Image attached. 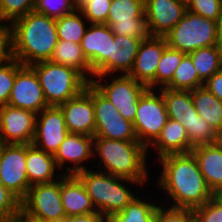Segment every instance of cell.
<instances>
[{
	"label": "cell",
	"mask_w": 222,
	"mask_h": 222,
	"mask_svg": "<svg viewBox=\"0 0 222 222\" xmlns=\"http://www.w3.org/2000/svg\"><path fill=\"white\" fill-rule=\"evenodd\" d=\"M157 163L162 167L156 184L166 194L165 205L173 201L168 206L193 210L213 197L192 152L165 155Z\"/></svg>",
	"instance_id": "1"
},
{
	"label": "cell",
	"mask_w": 222,
	"mask_h": 222,
	"mask_svg": "<svg viewBox=\"0 0 222 222\" xmlns=\"http://www.w3.org/2000/svg\"><path fill=\"white\" fill-rule=\"evenodd\" d=\"M9 27L12 57L24 66L51 59L58 42L55 18L31 11Z\"/></svg>",
	"instance_id": "2"
},
{
	"label": "cell",
	"mask_w": 222,
	"mask_h": 222,
	"mask_svg": "<svg viewBox=\"0 0 222 222\" xmlns=\"http://www.w3.org/2000/svg\"><path fill=\"white\" fill-rule=\"evenodd\" d=\"M147 155L148 149L138 141L94 137L93 159L99 157L96 169L114 176L138 181L143 187L150 179Z\"/></svg>",
	"instance_id": "3"
},
{
	"label": "cell",
	"mask_w": 222,
	"mask_h": 222,
	"mask_svg": "<svg viewBox=\"0 0 222 222\" xmlns=\"http://www.w3.org/2000/svg\"><path fill=\"white\" fill-rule=\"evenodd\" d=\"M76 176L83 183L97 212L105 219L122 211L137 196L136 191L133 192L128 187L130 184L137 186V188L142 187L138 181L93 169L81 171Z\"/></svg>",
	"instance_id": "4"
},
{
	"label": "cell",
	"mask_w": 222,
	"mask_h": 222,
	"mask_svg": "<svg viewBox=\"0 0 222 222\" xmlns=\"http://www.w3.org/2000/svg\"><path fill=\"white\" fill-rule=\"evenodd\" d=\"M31 67L36 72L49 106L59 107L80 94L89 83L76 69L50 60L34 63Z\"/></svg>",
	"instance_id": "5"
},
{
	"label": "cell",
	"mask_w": 222,
	"mask_h": 222,
	"mask_svg": "<svg viewBox=\"0 0 222 222\" xmlns=\"http://www.w3.org/2000/svg\"><path fill=\"white\" fill-rule=\"evenodd\" d=\"M167 46L185 54L203 47L220 45L218 22L186 11L183 18L165 36Z\"/></svg>",
	"instance_id": "6"
},
{
	"label": "cell",
	"mask_w": 222,
	"mask_h": 222,
	"mask_svg": "<svg viewBox=\"0 0 222 222\" xmlns=\"http://www.w3.org/2000/svg\"><path fill=\"white\" fill-rule=\"evenodd\" d=\"M168 120L164 98L158 89H147L139 98L133 128L140 144L147 149L159 137Z\"/></svg>",
	"instance_id": "7"
},
{
	"label": "cell",
	"mask_w": 222,
	"mask_h": 222,
	"mask_svg": "<svg viewBox=\"0 0 222 222\" xmlns=\"http://www.w3.org/2000/svg\"><path fill=\"white\" fill-rule=\"evenodd\" d=\"M106 76L112 78V80L110 81ZM113 76L112 74L94 76L91 83L108 98L126 120L133 123L139 98L148 87L137 82L129 75L121 74L114 78Z\"/></svg>",
	"instance_id": "8"
},
{
	"label": "cell",
	"mask_w": 222,
	"mask_h": 222,
	"mask_svg": "<svg viewBox=\"0 0 222 222\" xmlns=\"http://www.w3.org/2000/svg\"><path fill=\"white\" fill-rule=\"evenodd\" d=\"M21 215L30 222H47L66 216L61 200V178L31 185L21 201Z\"/></svg>",
	"instance_id": "9"
},
{
	"label": "cell",
	"mask_w": 222,
	"mask_h": 222,
	"mask_svg": "<svg viewBox=\"0 0 222 222\" xmlns=\"http://www.w3.org/2000/svg\"><path fill=\"white\" fill-rule=\"evenodd\" d=\"M95 110L94 137L110 140L138 141L133 123L126 120L117 108L93 85Z\"/></svg>",
	"instance_id": "10"
},
{
	"label": "cell",
	"mask_w": 222,
	"mask_h": 222,
	"mask_svg": "<svg viewBox=\"0 0 222 222\" xmlns=\"http://www.w3.org/2000/svg\"><path fill=\"white\" fill-rule=\"evenodd\" d=\"M105 24L109 25L114 35L141 40L150 36L142 0H112Z\"/></svg>",
	"instance_id": "11"
},
{
	"label": "cell",
	"mask_w": 222,
	"mask_h": 222,
	"mask_svg": "<svg viewBox=\"0 0 222 222\" xmlns=\"http://www.w3.org/2000/svg\"><path fill=\"white\" fill-rule=\"evenodd\" d=\"M0 183L21 201L30 184L26 171V144H3L0 159Z\"/></svg>",
	"instance_id": "12"
},
{
	"label": "cell",
	"mask_w": 222,
	"mask_h": 222,
	"mask_svg": "<svg viewBox=\"0 0 222 222\" xmlns=\"http://www.w3.org/2000/svg\"><path fill=\"white\" fill-rule=\"evenodd\" d=\"M68 133L60 107L49 106L36 114L32 145L55 155Z\"/></svg>",
	"instance_id": "13"
},
{
	"label": "cell",
	"mask_w": 222,
	"mask_h": 222,
	"mask_svg": "<svg viewBox=\"0 0 222 222\" xmlns=\"http://www.w3.org/2000/svg\"><path fill=\"white\" fill-rule=\"evenodd\" d=\"M36 114L32 111L0 106V142L3 144H32Z\"/></svg>",
	"instance_id": "14"
},
{
	"label": "cell",
	"mask_w": 222,
	"mask_h": 222,
	"mask_svg": "<svg viewBox=\"0 0 222 222\" xmlns=\"http://www.w3.org/2000/svg\"><path fill=\"white\" fill-rule=\"evenodd\" d=\"M65 124L69 133L93 136L95 132V110L93 105V84L89 82L86 88L61 104Z\"/></svg>",
	"instance_id": "15"
},
{
	"label": "cell",
	"mask_w": 222,
	"mask_h": 222,
	"mask_svg": "<svg viewBox=\"0 0 222 222\" xmlns=\"http://www.w3.org/2000/svg\"><path fill=\"white\" fill-rule=\"evenodd\" d=\"M8 105L38 114L49 107L35 70L31 66H22L17 72L11 90Z\"/></svg>",
	"instance_id": "16"
},
{
	"label": "cell",
	"mask_w": 222,
	"mask_h": 222,
	"mask_svg": "<svg viewBox=\"0 0 222 222\" xmlns=\"http://www.w3.org/2000/svg\"><path fill=\"white\" fill-rule=\"evenodd\" d=\"M88 25L80 44L82 52L94 76L108 75L110 39H114V34L107 24Z\"/></svg>",
	"instance_id": "17"
},
{
	"label": "cell",
	"mask_w": 222,
	"mask_h": 222,
	"mask_svg": "<svg viewBox=\"0 0 222 222\" xmlns=\"http://www.w3.org/2000/svg\"><path fill=\"white\" fill-rule=\"evenodd\" d=\"M93 149V136L68 133L54 155L59 171L66 167L64 168L65 172L64 169L61 171L63 175H76L81 171L91 169L86 167V164L87 161L89 162L93 157ZM66 163L71 164L72 166L69 167Z\"/></svg>",
	"instance_id": "18"
},
{
	"label": "cell",
	"mask_w": 222,
	"mask_h": 222,
	"mask_svg": "<svg viewBox=\"0 0 222 222\" xmlns=\"http://www.w3.org/2000/svg\"><path fill=\"white\" fill-rule=\"evenodd\" d=\"M145 18L150 36L164 37L183 18L186 0H145Z\"/></svg>",
	"instance_id": "19"
},
{
	"label": "cell",
	"mask_w": 222,
	"mask_h": 222,
	"mask_svg": "<svg viewBox=\"0 0 222 222\" xmlns=\"http://www.w3.org/2000/svg\"><path fill=\"white\" fill-rule=\"evenodd\" d=\"M167 47L165 37L149 36L142 40L129 76L142 83L148 89H156V70Z\"/></svg>",
	"instance_id": "20"
},
{
	"label": "cell",
	"mask_w": 222,
	"mask_h": 222,
	"mask_svg": "<svg viewBox=\"0 0 222 222\" xmlns=\"http://www.w3.org/2000/svg\"><path fill=\"white\" fill-rule=\"evenodd\" d=\"M61 200L65 215L68 217L97 212L91 197L76 175L61 177Z\"/></svg>",
	"instance_id": "21"
},
{
	"label": "cell",
	"mask_w": 222,
	"mask_h": 222,
	"mask_svg": "<svg viewBox=\"0 0 222 222\" xmlns=\"http://www.w3.org/2000/svg\"><path fill=\"white\" fill-rule=\"evenodd\" d=\"M57 170L54 155L26 144V171L30 185L57 181L63 176Z\"/></svg>",
	"instance_id": "22"
},
{
	"label": "cell",
	"mask_w": 222,
	"mask_h": 222,
	"mask_svg": "<svg viewBox=\"0 0 222 222\" xmlns=\"http://www.w3.org/2000/svg\"><path fill=\"white\" fill-rule=\"evenodd\" d=\"M211 191L222 188V144L220 141L194 147L191 150Z\"/></svg>",
	"instance_id": "23"
},
{
	"label": "cell",
	"mask_w": 222,
	"mask_h": 222,
	"mask_svg": "<svg viewBox=\"0 0 222 222\" xmlns=\"http://www.w3.org/2000/svg\"><path fill=\"white\" fill-rule=\"evenodd\" d=\"M152 147V148H151ZM157 153L155 160L169 154L189 152V140L185 127L179 121L168 118L156 141L149 147Z\"/></svg>",
	"instance_id": "24"
},
{
	"label": "cell",
	"mask_w": 222,
	"mask_h": 222,
	"mask_svg": "<svg viewBox=\"0 0 222 222\" xmlns=\"http://www.w3.org/2000/svg\"><path fill=\"white\" fill-rule=\"evenodd\" d=\"M141 41L122 35H114V39H110L109 74H129Z\"/></svg>",
	"instance_id": "25"
},
{
	"label": "cell",
	"mask_w": 222,
	"mask_h": 222,
	"mask_svg": "<svg viewBox=\"0 0 222 222\" xmlns=\"http://www.w3.org/2000/svg\"><path fill=\"white\" fill-rule=\"evenodd\" d=\"M164 98L168 118L181 122L186 131L199 114L194 108L191 91L171 90L166 87L158 89Z\"/></svg>",
	"instance_id": "26"
},
{
	"label": "cell",
	"mask_w": 222,
	"mask_h": 222,
	"mask_svg": "<svg viewBox=\"0 0 222 222\" xmlns=\"http://www.w3.org/2000/svg\"><path fill=\"white\" fill-rule=\"evenodd\" d=\"M50 61L76 69L89 82L93 80L94 73L91 71V66L85 58L80 44L58 40Z\"/></svg>",
	"instance_id": "27"
},
{
	"label": "cell",
	"mask_w": 222,
	"mask_h": 222,
	"mask_svg": "<svg viewBox=\"0 0 222 222\" xmlns=\"http://www.w3.org/2000/svg\"><path fill=\"white\" fill-rule=\"evenodd\" d=\"M191 98L197 113L218 135L222 134V101L203 86L192 90Z\"/></svg>",
	"instance_id": "28"
},
{
	"label": "cell",
	"mask_w": 222,
	"mask_h": 222,
	"mask_svg": "<svg viewBox=\"0 0 222 222\" xmlns=\"http://www.w3.org/2000/svg\"><path fill=\"white\" fill-rule=\"evenodd\" d=\"M145 197L137 195L122 211L110 215L106 222H154L159 205Z\"/></svg>",
	"instance_id": "29"
},
{
	"label": "cell",
	"mask_w": 222,
	"mask_h": 222,
	"mask_svg": "<svg viewBox=\"0 0 222 222\" xmlns=\"http://www.w3.org/2000/svg\"><path fill=\"white\" fill-rule=\"evenodd\" d=\"M188 55L191 57L198 76L203 82L222 69V43L199 48Z\"/></svg>",
	"instance_id": "30"
},
{
	"label": "cell",
	"mask_w": 222,
	"mask_h": 222,
	"mask_svg": "<svg viewBox=\"0 0 222 222\" xmlns=\"http://www.w3.org/2000/svg\"><path fill=\"white\" fill-rule=\"evenodd\" d=\"M86 22L89 24L78 8L72 13L56 18L58 40L81 44V40L88 28V25L85 24Z\"/></svg>",
	"instance_id": "31"
},
{
	"label": "cell",
	"mask_w": 222,
	"mask_h": 222,
	"mask_svg": "<svg viewBox=\"0 0 222 222\" xmlns=\"http://www.w3.org/2000/svg\"><path fill=\"white\" fill-rule=\"evenodd\" d=\"M191 57L187 54L175 70L172 81L166 86L171 90L192 91L203 86Z\"/></svg>",
	"instance_id": "32"
},
{
	"label": "cell",
	"mask_w": 222,
	"mask_h": 222,
	"mask_svg": "<svg viewBox=\"0 0 222 222\" xmlns=\"http://www.w3.org/2000/svg\"><path fill=\"white\" fill-rule=\"evenodd\" d=\"M186 55L180 50L166 47L156 70V89L164 88L172 81L175 70Z\"/></svg>",
	"instance_id": "33"
},
{
	"label": "cell",
	"mask_w": 222,
	"mask_h": 222,
	"mask_svg": "<svg viewBox=\"0 0 222 222\" xmlns=\"http://www.w3.org/2000/svg\"><path fill=\"white\" fill-rule=\"evenodd\" d=\"M187 135L189 140V152H191L194 147L219 141V135L201 115L193 119L191 128L187 130Z\"/></svg>",
	"instance_id": "34"
},
{
	"label": "cell",
	"mask_w": 222,
	"mask_h": 222,
	"mask_svg": "<svg viewBox=\"0 0 222 222\" xmlns=\"http://www.w3.org/2000/svg\"><path fill=\"white\" fill-rule=\"evenodd\" d=\"M36 0H0V23L12 22L34 11Z\"/></svg>",
	"instance_id": "35"
},
{
	"label": "cell",
	"mask_w": 222,
	"mask_h": 222,
	"mask_svg": "<svg viewBox=\"0 0 222 222\" xmlns=\"http://www.w3.org/2000/svg\"><path fill=\"white\" fill-rule=\"evenodd\" d=\"M23 66L17 59L11 57L0 65V106L7 105L14 85L16 72Z\"/></svg>",
	"instance_id": "36"
},
{
	"label": "cell",
	"mask_w": 222,
	"mask_h": 222,
	"mask_svg": "<svg viewBox=\"0 0 222 222\" xmlns=\"http://www.w3.org/2000/svg\"><path fill=\"white\" fill-rule=\"evenodd\" d=\"M112 0H84L78 9L82 12L89 24H105Z\"/></svg>",
	"instance_id": "37"
},
{
	"label": "cell",
	"mask_w": 222,
	"mask_h": 222,
	"mask_svg": "<svg viewBox=\"0 0 222 222\" xmlns=\"http://www.w3.org/2000/svg\"><path fill=\"white\" fill-rule=\"evenodd\" d=\"M77 8L73 0H36L34 11L56 19L74 12Z\"/></svg>",
	"instance_id": "38"
},
{
	"label": "cell",
	"mask_w": 222,
	"mask_h": 222,
	"mask_svg": "<svg viewBox=\"0 0 222 222\" xmlns=\"http://www.w3.org/2000/svg\"><path fill=\"white\" fill-rule=\"evenodd\" d=\"M21 215V200L0 183V222Z\"/></svg>",
	"instance_id": "39"
},
{
	"label": "cell",
	"mask_w": 222,
	"mask_h": 222,
	"mask_svg": "<svg viewBox=\"0 0 222 222\" xmlns=\"http://www.w3.org/2000/svg\"><path fill=\"white\" fill-rule=\"evenodd\" d=\"M186 6L188 11L218 22L222 0H186Z\"/></svg>",
	"instance_id": "40"
},
{
	"label": "cell",
	"mask_w": 222,
	"mask_h": 222,
	"mask_svg": "<svg viewBox=\"0 0 222 222\" xmlns=\"http://www.w3.org/2000/svg\"><path fill=\"white\" fill-rule=\"evenodd\" d=\"M193 222H222V204L214 197L192 210Z\"/></svg>",
	"instance_id": "41"
},
{
	"label": "cell",
	"mask_w": 222,
	"mask_h": 222,
	"mask_svg": "<svg viewBox=\"0 0 222 222\" xmlns=\"http://www.w3.org/2000/svg\"><path fill=\"white\" fill-rule=\"evenodd\" d=\"M154 222H193L192 210L189 208H177L168 205H160Z\"/></svg>",
	"instance_id": "42"
},
{
	"label": "cell",
	"mask_w": 222,
	"mask_h": 222,
	"mask_svg": "<svg viewBox=\"0 0 222 222\" xmlns=\"http://www.w3.org/2000/svg\"><path fill=\"white\" fill-rule=\"evenodd\" d=\"M10 27L0 23V65L11 58Z\"/></svg>",
	"instance_id": "43"
},
{
	"label": "cell",
	"mask_w": 222,
	"mask_h": 222,
	"mask_svg": "<svg viewBox=\"0 0 222 222\" xmlns=\"http://www.w3.org/2000/svg\"><path fill=\"white\" fill-rule=\"evenodd\" d=\"M210 93H212L218 100L222 101V69L215 72L208 80L203 83Z\"/></svg>",
	"instance_id": "44"
},
{
	"label": "cell",
	"mask_w": 222,
	"mask_h": 222,
	"mask_svg": "<svg viewBox=\"0 0 222 222\" xmlns=\"http://www.w3.org/2000/svg\"><path fill=\"white\" fill-rule=\"evenodd\" d=\"M68 222H106V219L100 213L92 212L85 215L70 216Z\"/></svg>",
	"instance_id": "45"
},
{
	"label": "cell",
	"mask_w": 222,
	"mask_h": 222,
	"mask_svg": "<svg viewBox=\"0 0 222 222\" xmlns=\"http://www.w3.org/2000/svg\"><path fill=\"white\" fill-rule=\"evenodd\" d=\"M213 197L222 204V188L214 192Z\"/></svg>",
	"instance_id": "46"
},
{
	"label": "cell",
	"mask_w": 222,
	"mask_h": 222,
	"mask_svg": "<svg viewBox=\"0 0 222 222\" xmlns=\"http://www.w3.org/2000/svg\"><path fill=\"white\" fill-rule=\"evenodd\" d=\"M47 222H68V216H63V217L56 218Z\"/></svg>",
	"instance_id": "47"
},
{
	"label": "cell",
	"mask_w": 222,
	"mask_h": 222,
	"mask_svg": "<svg viewBox=\"0 0 222 222\" xmlns=\"http://www.w3.org/2000/svg\"><path fill=\"white\" fill-rule=\"evenodd\" d=\"M5 222H25V218L22 215H20L12 220L5 221Z\"/></svg>",
	"instance_id": "48"
},
{
	"label": "cell",
	"mask_w": 222,
	"mask_h": 222,
	"mask_svg": "<svg viewBox=\"0 0 222 222\" xmlns=\"http://www.w3.org/2000/svg\"><path fill=\"white\" fill-rule=\"evenodd\" d=\"M218 26H219V33L222 39V9H221V13H220L219 21H218Z\"/></svg>",
	"instance_id": "49"
},
{
	"label": "cell",
	"mask_w": 222,
	"mask_h": 222,
	"mask_svg": "<svg viewBox=\"0 0 222 222\" xmlns=\"http://www.w3.org/2000/svg\"><path fill=\"white\" fill-rule=\"evenodd\" d=\"M84 0H73V2L77 5V7L83 2Z\"/></svg>",
	"instance_id": "50"
},
{
	"label": "cell",
	"mask_w": 222,
	"mask_h": 222,
	"mask_svg": "<svg viewBox=\"0 0 222 222\" xmlns=\"http://www.w3.org/2000/svg\"><path fill=\"white\" fill-rule=\"evenodd\" d=\"M1 153H2V143L0 142V159H1Z\"/></svg>",
	"instance_id": "51"
},
{
	"label": "cell",
	"mask_w": 222,
	"mask_h": 222,
	"mask_svg": "<svg viewBox=\"0 0 222 222\" xmlns=\"http://www.w3.org/2000/svg\"><path fill=\"white\" fill-rule=\"evenodd\" d=\"M219 141L222 144V134L219 135Z\"/></svg>",
	"instance_id": "52"
}]
</instances>
